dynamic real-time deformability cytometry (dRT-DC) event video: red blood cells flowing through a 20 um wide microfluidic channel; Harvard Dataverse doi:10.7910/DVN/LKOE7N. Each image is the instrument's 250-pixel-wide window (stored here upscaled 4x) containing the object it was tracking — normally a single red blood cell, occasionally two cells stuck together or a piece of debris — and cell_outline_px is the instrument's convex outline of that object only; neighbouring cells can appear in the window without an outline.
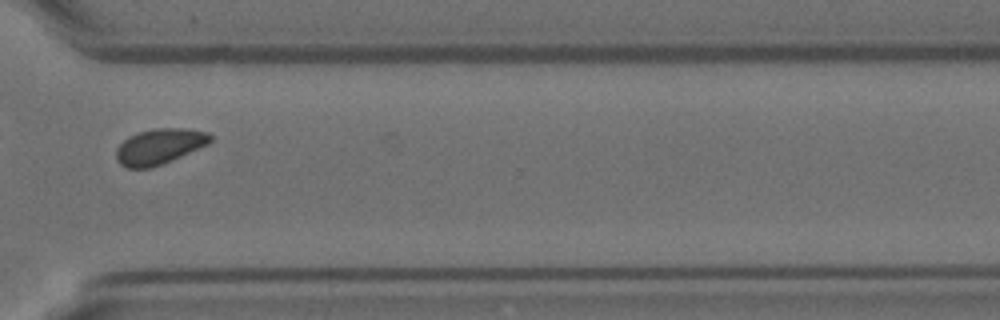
{"species": "Egyptian fruit bat (a non-hibernating species)", "species_latin": "Rousettus aegyptiacus", "temperature_condition": "room temperature", "stored_images_in_passage": 13, "camera_frame_rate_fps": 3000, "um_per_image_px": 0.085, "animal": {"sex": "female"}, "frame": {"image": 1, "passage_image": 10, "time_ms": 3.0, "image_size_px": [1000, 320], "cell_outline_px": [[212, 140], [208, 144], [172, 160], [148, 168], [124, 168], [116, 160], [116, 148], [128, 136], [140, 132], [156, 128], [184, 128], [208, 132], [212, 136]], "centroid_in_image_um": [13.53, 12.45], "position_along_channel_um": 357.1, "area_um2": 19.42}}